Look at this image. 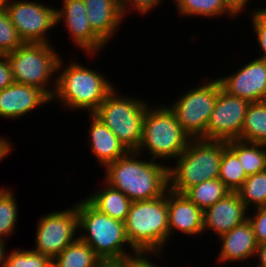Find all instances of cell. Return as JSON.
I'll use <instances>...</instances> for the list:
<instances>
[{
    "instance_id": "obj_35",
    "label": "cell",
    "mask_w": 266,
    "mask_h": 267,
    "mask_svg": "<svg viewBox=\"0 0 266 267\" xmlns=\"http://www.w3.org/2000/svg\"><path fill=\"white\" fill-rule=\"evenodd\" d=\"M14 82L11 66L6 54H0V90Z\"/></svg>"
},
{
    "instance_id": "obj_25",
    "label": "cell",
    "mask_w": 266,
    "mask_h": 267,
    "mask_svg": "<svg viewBox=\"0 0 266 267\" xmlns=\"http://www.w3.org/2000/svg\"><path fill=\"white\" fill-rule=\"evenodd\" d=\"M241 141L266 144V101L249 104L241 130Z\"/></svg>"
},
{
    "instance_id": "obj_37",
    "label": "cell",
    "mask_w": 266,
    "mask_h": 267,
    "mask_svg": "<svg viewBox=\"0 0 266 267\" xmlns=\"http://www.w3.org/2000/svg\"><path fill=\"white\" fill-rule=\"evenodd\" d=\"M226 7L237 17L241 11L246 10L250 0H223ZM247 5V6H246Z\"/></svg>"
},
{
    "instance_id": "obj_10",
    "label": "cell",
    "mask_w": 266,
    "mask_h": 267,
    "mask_svg": "<svg viewBox=\"0 0 266 267\" xmlns=\"http://www.w3.org/2000/svg\"><path fill=\"white\" fill-rule=\"evenodd\" d=\"M35 232V247L31 250L48 256L51 260L78 238L76 203L62 211L42 215Z\"/></svg>"
},
{
    "instance_id": "obj_22",
    "label": "cell",
    "mask_w": 266,
    "mask_h": 267,
    "mask_svg": "<svg viewBox=\"0 0 266 267\" xmlns=\"http://www.w3.org/2000/svg\"><path fill=\"white\" fill-rule=\"evenodd\" d=\"M102 260L79 237L51 260L52 267H98Z\"/></svg>"
},
{
    "instance_id": "obj_32",
    "label": "cell",
    "mask_w": 266,
    "mask_h": 267,
    "mask_svg": "<svg viewBox=\"0 0 266 267\" xmlns=\"http://www.w3.org/2000/svg\"><path fill=\"white\" fill-rule=\"evenodd\" d=\"M249 11H253L250 15L251 25L257 37L260 51H262V54L257 58L266 60V7H255L254 10L250 9Z\"/></svg>"
},
{
    "instance_id": "obj_31",
    "label": "cell",
    "mask_w": 266,
    "mask_h": 267,
    "mask_svg": "<svg viewBox=\"0 0 266 267\" xmlns=\"http://www.w3.org/2000/svg\"><path fill=\"white\" fill-rule=\"evenodd\" d=\"M5 7H0V54H8L23 44Z\"/></svg>"
},
{
    "instance_id": "obj_39",
    "label": "cell",
    "mask_w": 266,
    "mask_h": 267,
    "mask_svg": "<svg viewBox=\"0 0 266 267\" xmlns=\"http://www.w3.org/2000/svg\"><path fill=\"white\" fill-rule=\"evenodd\" d=\"M8 138L0 136V161L9 156L14 147Z\"/></svg>"
},
{
    "instance_id": "obj_38",
    "label": "cell",
    "mask_w": 266,
    "mask_h": 267,
    "mask_svg": "<svg viewBox=\"0 0 266 267\" xmlns=\"http://www.w3.org/2000/svg\"><path fill=\"white\" fill-rule=\"evenodd\" d=\"M254 257H256L258 261L255 264V266L254 265H251V266L266 267V243H261L257 245Z\"/></svg>"
},
{
    "instance_id": "obj_16",
    "label": "cell",
    "mask_w": 266,
    "mask_h": 267,
    "mask_svg": "<svg viewBox=\"0 0 266 267\" xmlns=\"http://www.w3.org/2000/svg\"><path fill=\"white\" fill-rule=\"evenodd\" d=\"M245 204L237 192H230L212 206L203 210V233L211 231L221 236L242 224L248 218Z\"/></svg>"
},
{
    "instance_id": "obj_29",
    "label": "cell",
    "mask_w": 266,
    "mask_h": 267,
    "mask_svg": "<svg viewBox=\"0 0 266 267\" xmlns=\"http://www.w3.org/2000/svg\"><path fill=\"white\" fill-rule=\"evenodd\" d=\"M15 193L11 189L0 188V239L5 240L16 230L19 210Z\"/></svg>"
},
{
    "instance_id": "obj_33",
    "label": "cell",
    "mask_w": 266,
    "mask_h": 267,
    "mask_svg": "<svg viewBox=\"0 0 266 267\" xmlns=\"http://www.w3.org/2000/svg\"><path fill=\"white\" fill-rule=\"evenodd\" d=\"M247 219L251 223L257 244L266 243V206L255 208Z\"/></svg>"
},
{
    "instance_id": "obj_41",
    "label": "cell",
    "mask_w": 266,
    "mask_h": 267,
    "mask_svg": "<svg viewBox=\"0 0 266 267\" xmlns=\"http://www.w3.org/2000/svg\"><path fill=\"white\" fill-rule=\"evenodd\" d=\"M6 241L0 239V267H4L6 254H7Z\"/></svg>"
},
{
    "instance_id": "obj_28",
    "label": "cell",
    "mask_w": 266,
    "mask_h": 267,
    "mask_svg": "<svg viewBox=\"0 0 266 267\" xmlns=\"http://www.w3.org/2000/svg\"><path fill=\"white\" fill-rule=\"evenodd\" d=\"M247 177L238 157L226 147L223 150L218 178L231 192H236Z\"/></svg>"
},
{
    "instance_id": "obj_17",
    "label": "cell",
    "mask_w": 266,
    "mask_h": 267,
    "mask_svg": "<svg viewBox=\"0 0 266 267\" xmlns=\"http://www.w3.org/2000/svg\"><path fill=\"white\" fill-rule=\"evenodd\" d=\"M168 227L170 236L176 231L186 236L203 233V210L184 194L167 191ZM176 230V231H175Z\"/></svg>"
},
{
    "instance_id": "obj_12",
    "label": "cell",
    "mask_w": 266,
    "mask_h": 267,
    "mask_svg": "<svg viewBox=\"0 0 266 267\" xmlns=\"http://www.w3.org/2000/svg\"><path fill=\"white\" fill-rule=\"evenodd\" d=\"M250 102L228 94L221 86L206 127V140H241V130Z\"/></svg>"
},
{
    "instance_id": "obj_8",
    "label": "cell",
    "mask_w": 266,
    "mask_h": 267,
    "mask_svg": "<svg viewBox=\"0 0 266 267\" xmlns=\"http://www.w3.org/2000/svg\"><path fill=\"white\" fill-rule=\"evenodd\" d=\"M52 45L47 43H23L13 52L6 54L14 82L37 87L50 99L56 87L54 73H57L58 63L62 58Z\"/></svg>"
},
{
    "instance_id": "obj_3",
    "label": "cell",
    "mask_w": 266,
    "mask_h": 267,
    "mask_svg": "<svg viewBox=\"0 0 266 267\" xmlns=\"http://www.w3.org/2000/svg\"><path fill=\"white\" fill-rule=\"evenodd\" d=\"M76 208L78 237L88 244L102 261H123L138 254L126 237L124 222L101 213L85 198L76 203ZM126 247L130 252L125 250Z\"/></svg>"
},
{
    "instance_id": "obj_18",
    "label": "cell",
    "mask_w": 266,
    "mask_h": 267,
    "mask_svg": "<svg viewBox=\"0 0 266 267\" xmlns=\"http://www.w3.org/2000/svg\"><path fill=\"white\" fill-rule=\"evenodd\" d=\"M221 244L219 255L216 259L220 264L227 262H246L254 258L257 242L251 223L245 220L242 224L235 226L231 231L216 237Z\"/></svg>"
},
{
    "instance_id": "obj_11",
    "label": "cell",
    "mask_w": 266,
    "mask_h": 267,
    "mask_svg": "<svg viewBox=\"0 0 266 267\" xmlns=\"http://www.w3.org/2000/svg\"><path fill=\"white\" fill-rule=\"evenodd\" d=\"M5 8L24 43L51 44L47 33L56 27L55 7L35 0H11Z\"/></svg>"
},
{
    "instance_id": "obj_21",
    "label": "cell",
    "mask_w": 266,
    "mask_h": 267,
    "mask_svg": "<svg viewBox=\"0 0 266 267\" xmlns=\"http://www.w3.org/2000/svg\"><path fill=\"white\" fill-rule=\"evenodd\" d=\"M103 183L104 187L97 189L93 194H89L85 199L101 213L125 222L132 201L121 191L114 189L105 182Z\"/></svg>"
},
{
    "instance_id": "obj_27",
    "label": "cell",
    "mask_w": 266,
    "mask_h": 267,
    "mask_svg": "<svg viewBox=\"0 0 266 267\" xmlns=\"http://www.w3.org/2000/svg\"><path fill=\"white\" fill-rule=\"evenodd\" d=\"M249 210L266 206V170L248 176L236 191Z\"/></svg>"
},
{
    "instance_id": "obj_1",
    "label": "cell",
    "mask_w": 266,
    "mask_h": 267,
    "mask_svg": "<svg viewBox=\"0 0 266 267\" xmlns=\"http://www.w3.org/2000/svg\"><path fill=\"white\" fill-rule=\"evenodd\" d=\"M137 151L107 164L104 182L125 194L132 202L152 200L169 190V162L143 159ZM143 159V160H142Z\"/></svg>"
},
{
    "instance_id": "obj_4",
    "label": "cell",
    "mask_w": 266,
    "mask_h": 267,
    "mask_svg": "<svg viewBox=\"0 0 266 267\" xmlns=\"http://www.w3.org/2000/svg\"><path fill=\"white\" fill-rule=\"evenodd\" d=\"M124 223L126 237L138 254L160 256L169 242L167 192L152 200L133 201Z\"/></svg>"
},
{
    "instance_id": "obj_23",
    "label": "cell",
    "mask_w": 266,
    "mask_h": 267,
    "mask_svg": "<svg viewBox=\"0 0 266 267\" xmlns=\"http://www.w3.org/2000/svg\"><path fill=\"white\" fill-rule=\"evenodd\" d=\"M227 147L238 157L247 176L266 170V144L232 140Z\"/></svg>"
},
{
    "instance_id": "obj_20",
    "label": "cell",
    "mask_w": 266,
    "mask_h": 267,
    "mask_svg": "<svg viewBox=\"0 0 266 267\" xmlns=\"http://www.w3.org/2000/svg\"><path fill=\"white\" fill-rule=\"evenodd\" d=\"M91 122L89 125L88 141L96 162L103 168L123 157L129 151L123 146L115 134L93 114H89Z\"/></svg>"
},
{
    "instance_id": "obj_6",
    "label": "cell",
    "mask_w": 266,
    "mask_h": 267,
    "mask_svg": "<svg viewBox=\"0 0 266 267\" xmlns=\"http://www.w3.org/2000/svg\"><path fill=\"white\" fill-rule=\"evenodd\" d=\"M227 142L191 139L186 149L169 166V189L183 194L188 188L219 177L223 150Z\"/></svg>"
},
{
    "instance_id": "obj_42",
    "label": "cell",
    "mask_w": 266,
    "mask_h": 267,
    "mask_svg": "<svg viewBox=\"0 0 266 267\" xmlns=\"http://www.w3.org/2000/svg\"><path fill=\"white\" fill-rule=\"evenodd\" d=\"M11 0H0V7H5Z\"/></svg>"
},
{
    "instance_id": "obj_24",
    "label": "cell",
    "mask_w": 266,
    "mask_h": 267,
    "mask_svg": "<svg viewBox=\"0 0 266 267\" xmlns=\"http://www.w3.org/2000/svg\"><path fill=\"white\" fill-rule=\"evenodd\" d=\"M176 11L182 17H210L216 19L224 15L236 19V16L226 7L223 0H173Z\"/></svg>"
},
{
    "instance_id": "obj_26",
    "label": "cell",
    "mask_w": 266,
    "mask_h": 267,
    "mask_svg": "<svg viewBox=\"0 0 266 267\" xmlns=\"http://www.w3.org/2000/svg\"><path fill=\"white\" fill-rule=\"evenodd\" d=\"M230 192L219 178H215L196 184L188 188L183 194L196 206L204 210L221 200Z\"/></svg>"
},
{
    "instance_id": "obj_40",
    "label": "cell",
    "mask_w": 266,
    "mask_h": 267,
    "mask_svg": "<svg viewBox=\"0 0 266 267\" xmlns=\"http://www.w3.org/2000/svg\"><path fill=\"white\" fill-rule=\"evenodd\" d=\"M98 267H127V259L123 261H102Z\"/></svg>"
},
{
    "instance_id": "obj_7",
    "label": "cell",
    "mask_w": 266,
    "mask_h": 267,
    "mask_svg": "<svg viewBox=\"0 0 266 267\" xmlns=\"http://www.w3.org/2000/svg\"><path fill=\"white\" fill-rule=\"evenodd\" d=\"M114 88L93 115L104 123L128 151H137L148 101L119 94Z\"/></svg>"
},
{
    "instance_id": "obj_9",
    "label": "cell",
    "mask_w": 266,
    "mask_h": 267,
    "mask_svg": "<svg viewBox=\"0 0 266 267\" xmlns=\"http://www.w3.org/2000/svg\"><path fill=\"white\" fill-rule=\"evenodd\" d=\"M218 78L206 80L180 95L169 108L191 139H206V127L214 109L218 90Z\"/></svg>"
},
{
    "instance_id": "obj_14",
    "label": "cell",
    "mask_w": 266,
    "mask_h": 267,
    "mask_svg": "<svg viewBox=\"0 0 266 267\" xmlns=\"http://www.w3.org/2000/svg\"><path fill=\"white\" fill-rule=\"evenodd\" d=\"M243 65L236 72L218 78L221 88L250 103L266 101V60L255 57Z\"/></svg>"
},
{
    "instance_id": "obj_34",
    "label": "cell",
    "mask_w": 266,
    "mask_h": 267,
    "mask_svg": "<svg viewBox=\"0 0 266 267\" xmlns=\"http://www.w3.org/2000/svg\"><path fill=\"white\" fill-rule=\"evenodd\" d=\"M163 0H120L121 11L124 17H126L129 11L132 9L136 11L140 16L149 14V12L157 8L160 3L162 5Z\"/></svg>"
},
{
    "instance_id": "obj_15",
    "label": "cell",
    "mask_w": 266,
    "mask_h": 267,
    "mask_svg": "<svg viewBox=\"0 0 266 267\" xmlns=\"http://www.w3.org/2000/svg\"><path fill=\"white\" fill-rule=\"evenodd\" d=\"M47 103L51 99L39 88L13 82L0 90V117L17 120Z\"/></svg>"
},
{
    "instance_id": "obj_19",
    "label": "cell",
    "mask_w": 266,
    "mask_h": 267,
    "mask_svg": "<svg viewBox=\"0 0 266 267\" xmlns=\"http://www.w3.org/2000/svg\"><path fill=\"white\" fill-rule=\"evenodd\" d=\"M92 31L107 45L124 21L120 0H83ZM119 27V28H118Z\"/></svg>"
},
{
    "instance_id": "obj_30",
    "label": "cell",
    "mask_w": 266,
    "mask_h": 267,
    "mask_svg": "<svg viewBox=\"0 0 266 267\" xmlns=\"http://www.w3.org/2000/svg\"><path fill=\"white\" fill-rule=\"evenodd\" d=\"M4 267H52L51 259L31 249H12L7 252Z\"/></svg>"
},
{
    "instance_id": "obj_13",
    "label": "cell",
    "mask_w": 266,
    "mask_h": 267,
    "mask_svg": "<svg viewBox=\"0 0 266 267\" xmlns=\"http://www.w3.org/2000/svg\"><path fill=\"white\" fill-rule=\"evenodd\" d=\"M62 9L56 7V26L64 23L71 42L90 57L97 56L106 44L92 31L83 0H62Z\"/></svg>"
},
{
    "instance_id": "obj_5",
    "label": "cell",
    "mask_w": 266,
    "mask_h": 267,
    "mask_svg": "<svg viewBox=\"0 0 266 267\" xmlns=\"http://www.w3.org/2000/svg\"><path fill=\"white\" fill-rule=\"evenodd\" d=\"M155 106V107H154ZM190 136L183 130L168 105H148L143 120L142 140L137 150L149 159L165 162L175 159L186 149ZM152 156V157H151Z\"/></svg>"
},
{
    "instance_id": "obj_36",
    "label": "cell",
    "mask_w": 266,
    "mask_h": 267,
    "mask_svg": "<svg viewBox=\"0 0 266 267\" xmlns=\"http://www.w3.org/2000/svg\"><path fill=\"white\" fill-rule=\"evenodd\" d=\"M150 253L137 254L127 259V267H161L152 262ZM155 263V264H154Z\"/></svg>"
},
{
    "instance_id": "obj_2",
    "label": "cell",
    "mask_w": 266,
    "mask_h": 267,
    "mask_svg": "<svg viewBox=\"0 0 266 267\" xmlns=\"http://www.w3.org/2000/svg\"><path fill=\"white\" fill-rule=\"evenodd\" d=\"M59 60L56 87L51 102L57 101L66 110H84L93 114L116 85L111 83L100 70L83 66L75 58L63 66ZM61 103V104H60Z\"/></svg>"
}]
</instances>
